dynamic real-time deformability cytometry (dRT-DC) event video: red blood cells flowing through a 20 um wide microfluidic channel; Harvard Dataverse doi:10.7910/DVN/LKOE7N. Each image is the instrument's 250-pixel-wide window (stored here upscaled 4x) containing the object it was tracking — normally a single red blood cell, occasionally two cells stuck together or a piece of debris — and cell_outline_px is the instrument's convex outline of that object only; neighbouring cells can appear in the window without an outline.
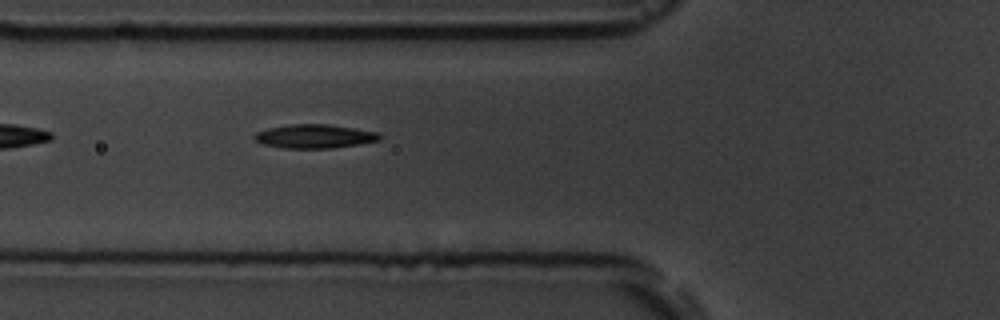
{"species": "common noctule bat (a hibernating species)", "species_latin": "Nyctalus noctula", "temperature_condition": "room temperature", "stored_images_in_passage": 4, "camera_frame_rate_fps": 3000, "um_per_image_px": 0.085, "animal": {"sex": "male", "body_mass_g": 19.5, "forearm_length_mm": 54.6}, "frame": {"image": 1, "passage_image": 4, "time_ms": 3.333, "image_size_px": [1000, 320], "cell_outline_px": [[384, 136], [380, 140], [360, 144], [332, 148], [284, 148], [260, 144], [252, 140], [252, 136], [256, 132], [268, 128], [292, 124], [328, 124], [380, 132]], "centroid_in_image_um": [26.73, 11.59], "position_along_channel_um": 99.1, "area_um2": 17.69}}